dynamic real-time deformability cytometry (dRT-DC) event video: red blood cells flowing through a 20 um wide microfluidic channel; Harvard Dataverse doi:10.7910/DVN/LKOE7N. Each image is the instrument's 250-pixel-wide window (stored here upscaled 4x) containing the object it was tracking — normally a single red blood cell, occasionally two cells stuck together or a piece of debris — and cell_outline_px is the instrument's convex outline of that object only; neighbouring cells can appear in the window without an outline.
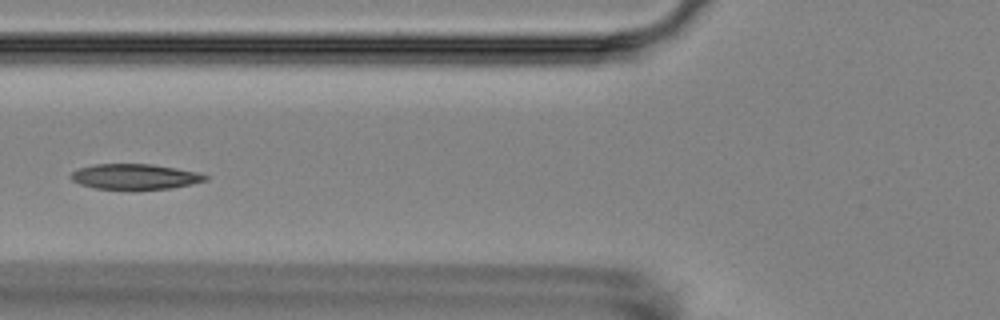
{"species": "Egyptian fruit bat (a non-hibernating species)", "species_latin": "Rousettus aegyptiacus", "temperature_condition": "room temperature", "stored_images_in_passage": 5, "camera_frame_rate_fps": 3000, "um_per_image_px": 0.085, "animal": {"sex": "female"}, "frame": {"image": 1, "passage_image": 5, "time_ms": 5.667, "image_size_px": [1000, 320], "cell_outline_px": [[208, 180], [192, 184], [172, 188], [96, 188], [80, 184], [72, 180], [68, 176], [72, 172], [80, 168], [96, 164], [152, 164], [176, 168], [196, 172], [208, 176]], "centroid_in_image_um": [11.47, 15.0], "position_along_channel_um": 114.3, "area_um2": 19.48}}